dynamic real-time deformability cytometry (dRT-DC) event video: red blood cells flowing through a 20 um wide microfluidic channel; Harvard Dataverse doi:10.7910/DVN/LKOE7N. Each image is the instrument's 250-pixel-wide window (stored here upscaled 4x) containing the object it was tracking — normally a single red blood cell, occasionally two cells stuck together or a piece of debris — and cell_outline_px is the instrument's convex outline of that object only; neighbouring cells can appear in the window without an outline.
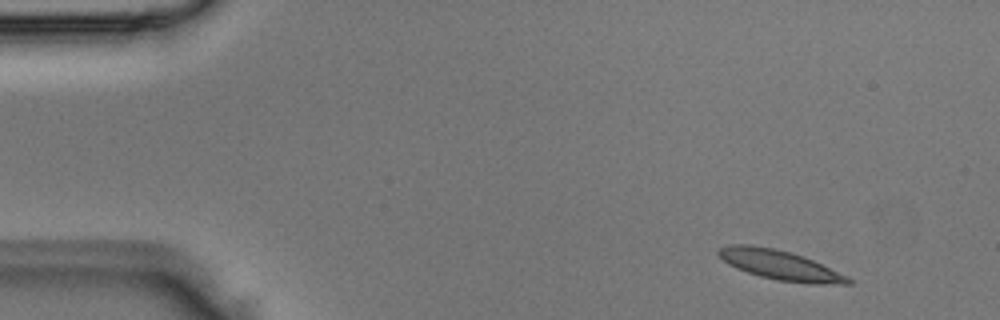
{"species": "Egyptian fruit bat (a non-hibernating species)", "species_latin": "Rousettus aegyptiacus", "temperature_condition": "room temperature", "stored_images_in_passage": 2, "camera_frame_rate_fps": 3000, "um_per_image_px": 0.085, "animal": {"sex": "male"}, "frame": {"image": 1, "passage_image": 1, "time_ms": 0.0, "image_size_px": [1000, 320], "cell_outline_px": [[852, 284], [812, 284], [776, 280], [760, 276], [736, 268], [728, 264], [716, 252], [720, 248], [732, 244], [752, 244], [772, 248], [804, 256], [848, 276], [852, 280]], "centroid_in_image_um": [66.32, 22.53], "position_along_channel_um": 18.7, "area_um2": 22.25}}